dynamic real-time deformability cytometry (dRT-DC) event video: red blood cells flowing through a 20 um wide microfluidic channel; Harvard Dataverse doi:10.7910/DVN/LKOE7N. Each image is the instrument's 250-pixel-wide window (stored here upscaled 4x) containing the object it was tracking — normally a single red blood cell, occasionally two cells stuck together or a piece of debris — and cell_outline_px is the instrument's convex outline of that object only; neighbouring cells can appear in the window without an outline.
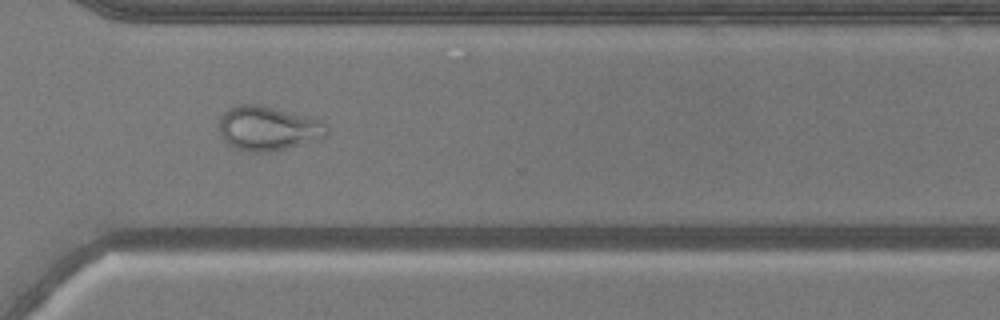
{"species": "common noctule bat (a hibernating species)", "species_latin": "Nyctalus noctula", "temperature_condition": "warm", "stored_images_in_passage": 50, "camera_frame_rate_fps": 3000, "um_per_image_px": 0.085, "animal": {"sex": "male", "body_mass_g": 20.5, "forearm_length_mm": 52.5}, "frame": {"image": 1, "passage_image": 36, "time_ms": 11.667, "image_size_px": [1000, 320], "cell_outline_px": [[328, 136], [284, 148], [268, 152], [252, 152], [236, 148], [228, 144], [220, 136], [220, 120], [224, 112], [228, 108], [240, 104], [260, 104], [320, 120], [328, 124]], "centroid_in_image_um": [22.77, 10.9], "position_along_channel_um": 347.8, "area_um2": 27.57}}
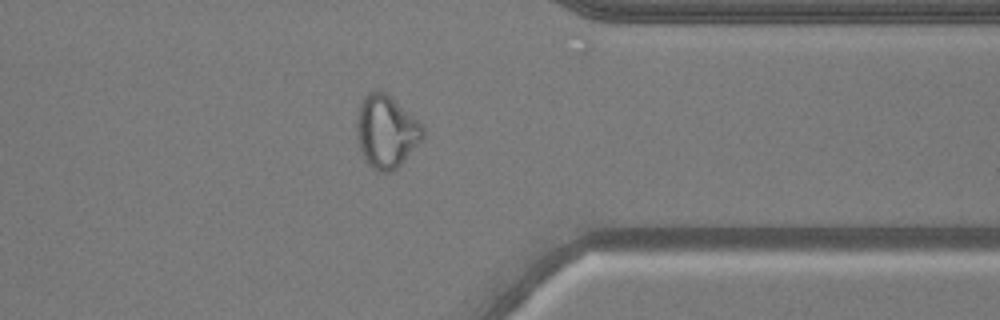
{"frame": {"image": 2, "passage_image": 39, "time_ms": 12.667, "image_size_px": [1000, 320], "cell_outline_px": [[424, 136], [400, 164], [392, 172], [376, 172], [368, 164], [360, 152], [356, 136], [356, 124], [360, 100], [368, 92], [376, 88], [380, 88], [424, 124]], "centroid_in_image_um": [32.8, 11.15], "position_along_channel_um": 378.6, "area_um2": 28.38}}
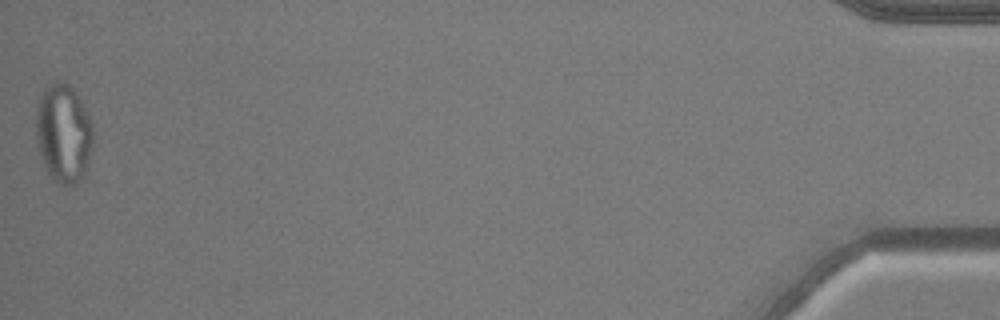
{"frame": {"image": 3, "passage_image": 50, "time_ms": 16.333, "image_size_px": [1000, 320], "cell_outline_px": [[92, 144], [88, 160], [84, 172], [80, 180], [76, 184], [68, 188], [52, 180], [44, 164], [40, 152], [36, 136], [36, 108], [40, 96], [44, 88], [56, 80], [60, 80], [68, 84], [72, 88], [80, 100], [92, 124]], "centroid_in_image_um": [5.38, 11.34], "position_along_channel_um": 429.8, "area_um2": 32.66}, "authors_computed_cell_mechanics": {"area_um2": 29.767, "velocity_mm_per_s": 3.9319, "shape_relaxation_time_tau1_ms": null, "shape_relaxation_time_tau2_ms": 1.3088, "deformation_change_tau1": null, "deformation_change_tau2": 0.0882}}